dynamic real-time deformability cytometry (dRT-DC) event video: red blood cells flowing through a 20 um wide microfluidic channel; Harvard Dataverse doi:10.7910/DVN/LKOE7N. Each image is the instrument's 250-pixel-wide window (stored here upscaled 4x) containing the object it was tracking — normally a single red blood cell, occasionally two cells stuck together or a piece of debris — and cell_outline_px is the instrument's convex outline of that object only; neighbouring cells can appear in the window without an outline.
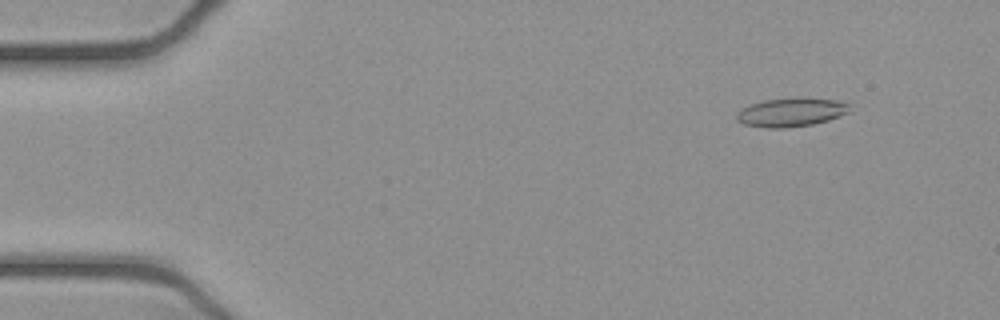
{"species": "common noctule bat (a hibernating species)", "species_latin": "Nyctalus noctula", "temperature_condition": "cold", "stored_images_in_passage": 49, "camera_frame_rate_fps": 3000, "um_per_image_px": 0.085, "animal": {"sex": "female", "body_mass_g": 21.9}, "frame": {"image": 1, "passage_image": 2, "time_ms": 0.333, "image_size_px": [1000, 320], "cell_outline_px": [[852, 104], [848, 112], [828, 120], [812, 124], [784, 128], [768, 128], [744, 124], [736, 120], [736, 112], [740, 108], [764, 100], [800, 96], [836, 100]], "centroid_in_image_um": [67.24, 9.52], "position_along_channel_um": 17.8, "area_um2": 19.19}}
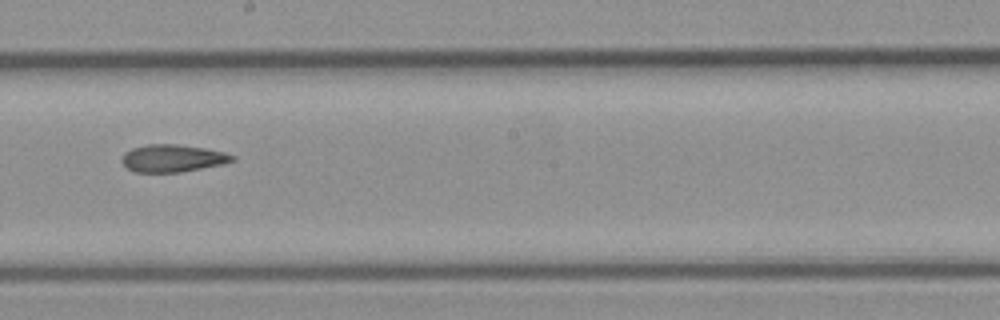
{"frame": {"image": 2, "passage_image": 26, "time_ms": 8.333, "image_size_px": [1000, 320], "cell_outline_px": [[236, 160], [224, 164], [180, 172], [136, 172], [128, 168], [120, 160], [124, 152], [132, 148], [148, 144], [176, 144], [204, 148], [224, 152], [236, 156]], "centroid_in_image_um": [14.69, 13.45], "position_along_channel_um": 233.5, "area_um2": 17.69}}
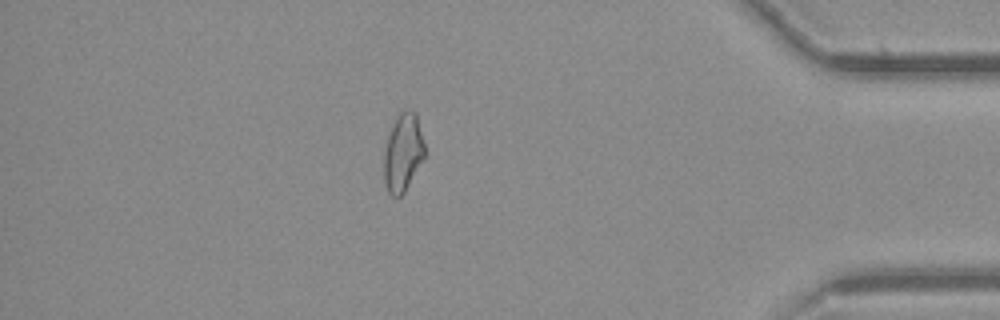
{"frame": {"image": 3, "passage_image": 42, "time_ms": 13.667, "image_size_px": [1000, 320], "cell_outline_px": [[424, 156], [404, 192], [400, 196], [392, 196], [388, 192], [384, 180], [384, 148], [388, 136], [396, 116], [400, 112], [416, 112], [424, 144]], "centroid_in_image_um": [34.23, 12.98], "position_along_channel_um": 401.0, "area_um2": 18.03}, "authors_computed_cell_mechanics": {"area_um2": 18.6694, "velocity_mm_per_s": 3.9167, "shape_relaxation_time_tau1_ms": null, "shape_relaxation_time_tau2_ms": 6.8433, "deformation_change_tau1": null, "deformation_change_tau2": 0.1668}}